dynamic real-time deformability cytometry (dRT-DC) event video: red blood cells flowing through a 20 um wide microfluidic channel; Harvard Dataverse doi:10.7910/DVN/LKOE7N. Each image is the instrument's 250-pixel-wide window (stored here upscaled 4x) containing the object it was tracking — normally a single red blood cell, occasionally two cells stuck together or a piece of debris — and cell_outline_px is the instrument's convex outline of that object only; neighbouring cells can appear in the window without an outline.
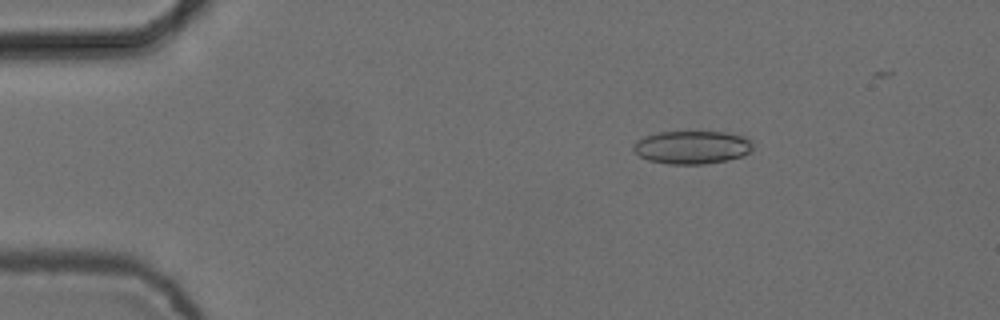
{"species": "common noctule bat (a hibernating species)", "species_latin": "Nyctalus noctula", "temperature_condition": "cold", "stored_images_in_passage": 3, "camera_frame_rate_fps": 3000, "um_per_image_px": 0.085, "animal": {"sex": "female", "body_mass_g": 24.6, "forearm_length_mm": 56.2}, "frame": {"image": 1, "passage_image": 2, "time_ms": 0.333, "image_size_px": [1000, 320], "cell_outline_px": [[752, 148], [748, 152], [740, 156], [728, 160], [704, 164], [668, 164], [648, 160], [640, 156], [632, 148], [636, 140], [644, 136], [660, 132], [724, 132], [744, 136], [752, 140]], "centroid_in_image_um": [58.81, 12.52], "position_along_channel_um": 26.2, "area_um2": 23.0}}